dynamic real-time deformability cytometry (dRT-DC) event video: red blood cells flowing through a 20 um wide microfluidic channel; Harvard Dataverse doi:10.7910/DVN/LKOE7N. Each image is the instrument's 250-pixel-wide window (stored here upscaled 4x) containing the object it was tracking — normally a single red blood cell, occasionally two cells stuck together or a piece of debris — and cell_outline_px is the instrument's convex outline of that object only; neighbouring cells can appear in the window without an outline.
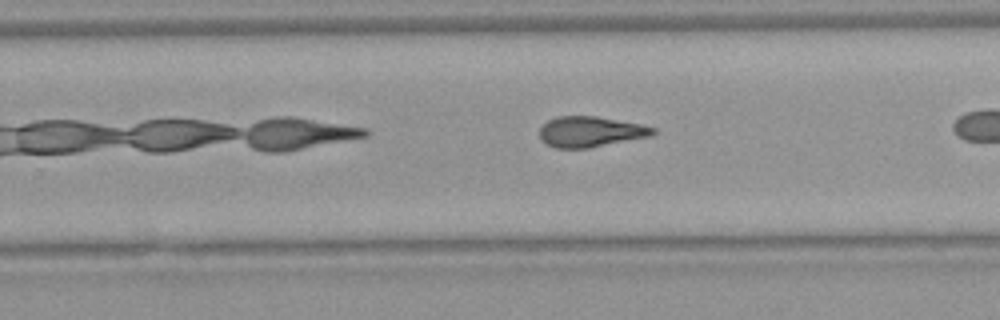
{"species": "Egyptian fruit bat (a non-hibernating species)", "species_latin": "Rousettus aegyptiacus", "temperature_condition": "warm", "stored_images_in_passage": 26, "camera_frame_rate_fps": 3000, "um_per_image_px": 0.085, "animal": {"sex": "female"}, "frame": {"image": 1, "passage_image": 19, "time_ms": 6.0, "image_size_px": [1000, 320], "cell_outline_px": [[656, 132], [652, 136], [588, 148], [556, 148], [548, 144], [540, 136], [540, 128], [548, 120], [556, 116], [596, 116], [640, 124], [656, 128]], "centroid_in_image_um": [50.22, 11.19], "position_along_channel_um": 279.6, "area_um2": 20.06}}